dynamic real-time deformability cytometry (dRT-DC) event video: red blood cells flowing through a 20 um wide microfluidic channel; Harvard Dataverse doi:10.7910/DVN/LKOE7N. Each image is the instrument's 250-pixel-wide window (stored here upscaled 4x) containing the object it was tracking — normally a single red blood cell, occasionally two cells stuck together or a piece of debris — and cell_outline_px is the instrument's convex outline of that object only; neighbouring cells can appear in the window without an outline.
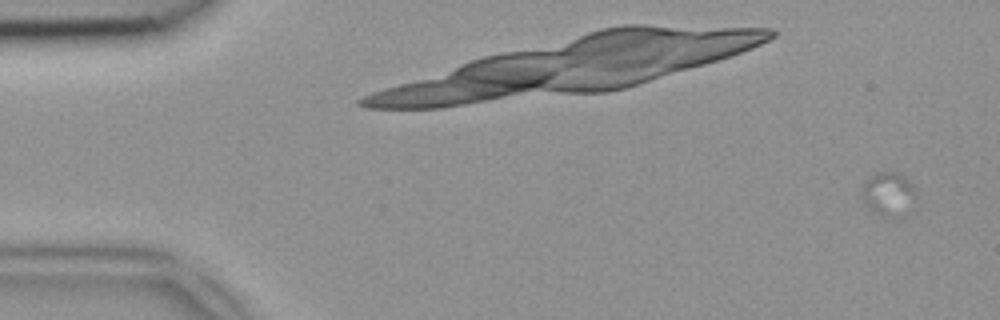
{"species": "common noctule bat (a hibernating species)", "species_latin": "Nyctalus noctula", "temperature_condition": "room temperature", "stored_images_in_passage": 18, "camera_frame_rate_fps": 3000, "um_per_image_px": 0.085, "animal": {"sex": "female", "body_mass_g": 18.4}, "frame": {"image": 1, "passage_image": 3, "time_ms": 0.667, "image_size_px": [1000, 320], "cell_outline_px": [[916, 196], [896, 220], [888, 220], [872, 212], [864, 204], [860, 192], [860, 188], [876, 172], [896, 172], [904, 176], [916, 188]], "centroid_in_image_um": [75.47, 16.53], "position_along_channel_um": 9.5, "area_um2": 13.99}}